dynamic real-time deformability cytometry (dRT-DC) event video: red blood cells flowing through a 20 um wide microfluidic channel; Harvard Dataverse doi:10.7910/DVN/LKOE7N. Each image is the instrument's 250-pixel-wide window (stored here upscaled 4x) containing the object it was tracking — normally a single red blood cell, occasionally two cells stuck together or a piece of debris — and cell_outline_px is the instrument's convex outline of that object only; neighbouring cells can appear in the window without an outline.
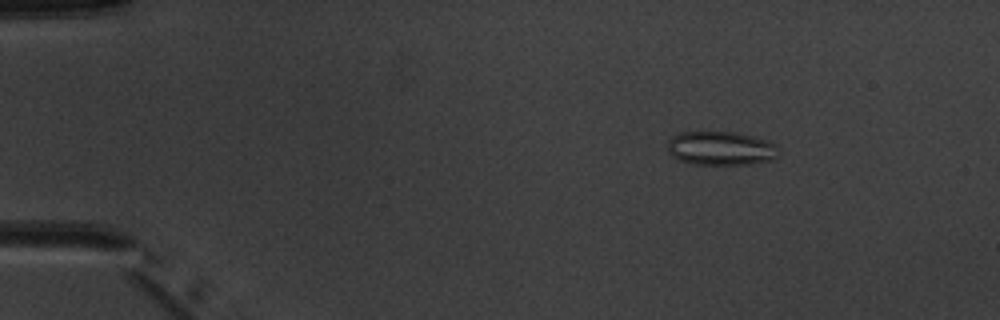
{"species": "common noctule bat (a hibernating species)", "species_latin": "Nyctalus noctula", "temperature_condition": "warm", "stored_images_in_passage": 5, "camera_frame_rate_fps": 3000, "um_per_image_px": 0.085, "animal": {"sex": "male", "body_mass_g": 20.1, "forearm_length_mm": 53.5}, "frame": {"image": 1, "passage_image": 2, "time_ms": 1.0, "image_size_px": [1000, 320], "cell_outline_px": [[776, 156], [772, 160], [752, 164], [692, 164], [680, 160], [672, 156], [668, 152], [668, 140], [672, 136], [680, 132], [736, 132], [768, 140], [776, 144]], "centroid_in_image_um": [61.25, 12.6], "position_along_channel_um": 23.8, "area_um2": 21.91}}